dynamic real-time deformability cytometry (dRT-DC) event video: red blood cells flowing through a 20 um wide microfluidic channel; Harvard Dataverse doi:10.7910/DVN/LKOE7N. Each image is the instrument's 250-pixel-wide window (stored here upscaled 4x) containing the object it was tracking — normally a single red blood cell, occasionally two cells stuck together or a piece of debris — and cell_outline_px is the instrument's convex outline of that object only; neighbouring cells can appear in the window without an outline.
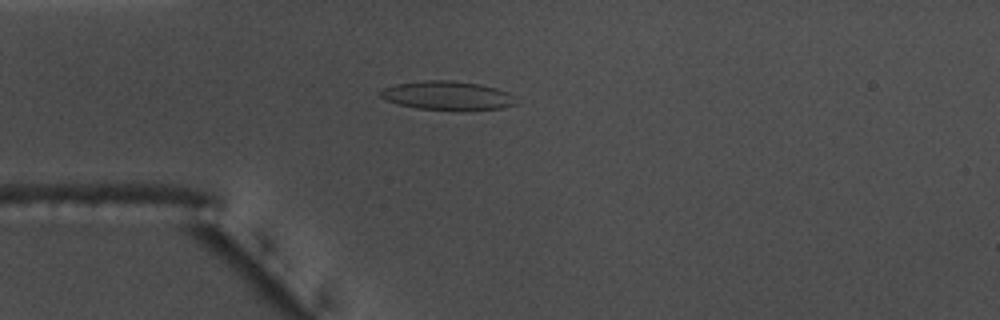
{"species": "common noctule bat (a hibernating species)", "species_latin": "Nyctalus noctula", "temperature_condition": "warm", "stored_images_in_passage": 55, "camera_frame_rate_fps": 3000, "um_per_image_px": 0.085, "animal": {"sex": "male", "body_mass_g": 17.5, "forearm_length_mm": 52.3}, "frame": {"image": 1, "passage_image": 14, "time_ms": 4.333, "image_size_px": [1000, 320], "cell_outline_px": [[516, 104], [504, 108], [416, 108], [400, 104], [388, 100], [380, 96], [380, 92], [384, 88], [396, 84], [432, 80], [448, 80], [480, 84], [496, 88], [508, 92], [512, 96]], "centroid_in_image_um": [38.03, 8.09], "position_along_channel_um": 47.0, "area_um2": 21.68}}
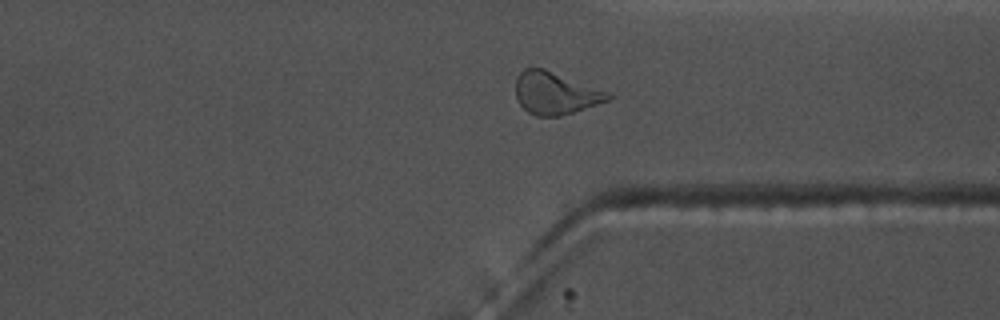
{"frame": {"image": 2, "passage_image": 41, "time_ms": 13.333, "image_size_px": [1000, 320], "cell_outline_px": [[612, 100], [560, 116], [536, 116], [528, 112], [520, 104], [516, 96], [516, 76], [524, 68], [544, 68], [612, 92]], "centroid_in_image_um": [47.25, 7.91], "position_along_channel_um": 364.1, "area_um2": 23.12}}
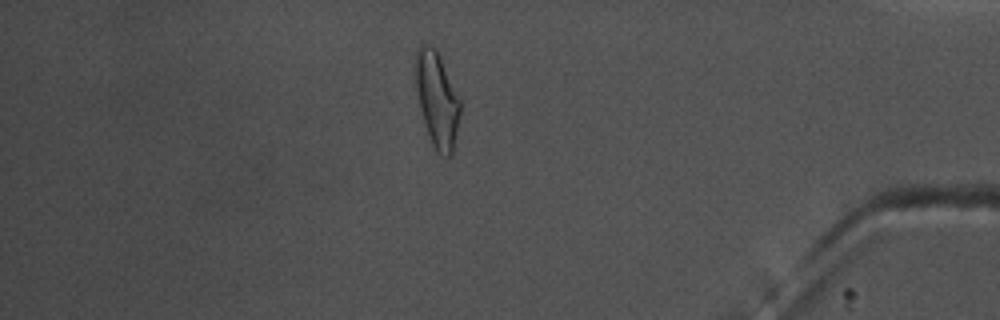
{"frame": {"image": 3, "passage_image": 47, "time_ms": 15.333, "image_size_px": [1000, 320], "cell_outline_px": [[460, 112], [452, 152], [448, 156], [444, 156], [436, 152], [432, 144], [420, 108], [416, 84], [416, 52], [420, 44], [428, 44], [436, 48], [440, 56], [460, 100]], "centroid_in_image_um": [37.15, 8.43], "position_along_channel_um": 398.1, "area_um2": 24.1}, "authors_computed_cell_mechanics": {"area_um2": 22.0218, "velocity_mm_per_s": 3.6644, "shape_relaxation_time_tau1_ms": null, "shape_relaxation_time_tau2_ms": 2.0941, "deformation_change_tau1": null, "deformation_change_tau2": 0.1171}}